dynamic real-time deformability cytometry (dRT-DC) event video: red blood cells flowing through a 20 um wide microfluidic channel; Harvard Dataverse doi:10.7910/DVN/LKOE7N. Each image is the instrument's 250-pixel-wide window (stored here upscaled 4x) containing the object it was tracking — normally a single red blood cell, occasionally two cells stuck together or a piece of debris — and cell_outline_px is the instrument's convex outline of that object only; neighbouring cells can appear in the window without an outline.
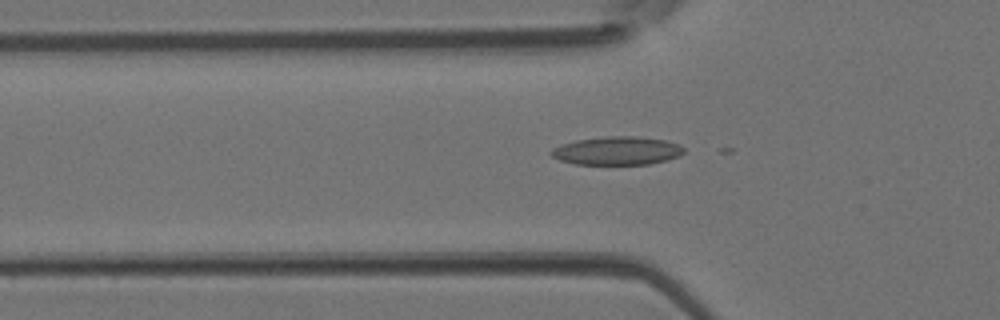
{"species": "Egyptian fruit bat (a non-hibernating species)", "species_latin": "Rousettus aegyptiacus", "temperature_condition": "room temperature", "stored_images_in_passage": 28, "camera_frame_rate_fps": 3000, "um_per_image_px": 0.085, "animal": {"sex": "female"}, "frame": {"image": 1, "passage_image": 14, "time_ms": 4.333, "image_size_px": [1000, 320], "cell_outline_px": [[684, 152], [680, 156], [668, 160], [648, 164], [576, 164], [560, 160], [552, 156], [548, 152], [552, 148], [560, 144], [576, 140], [608, 136], [636, 136], [664, 140], [680, 144], [684, 148]], "centroid_in_image_um": [52.45, 12.81], "position_along_channel_um": 73.3, "area_um2": 22.02}}
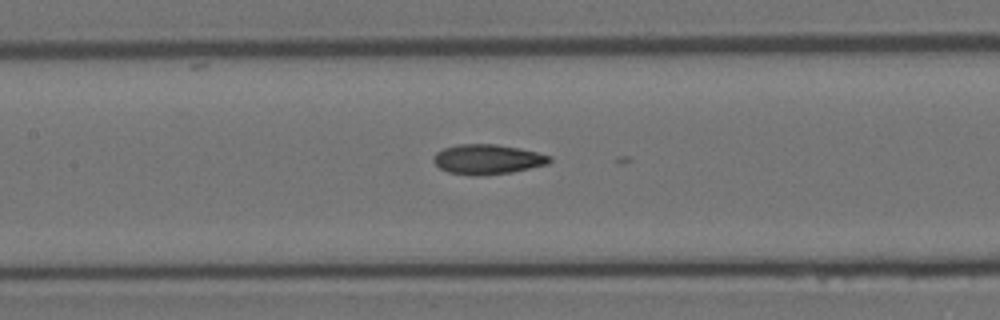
{"frame": {"image": 2, "passage_image": 20, "time_ms": 6.333, "image_size_px": [1000, 320], "cell_outline_px": [[552, 160], [548, 164], [512, 172], [476, 176], [472, 176], [448, 172], [440, 168], [432, 160], [432, 156], [436, 152], [444, 148], [456, 144], [496, 144], [520, 148], [552, 156]], "centroid_in_image_um": [41.42, 13.54], "position_along_channel_um": 166.0, "area_um2": 20.35}}
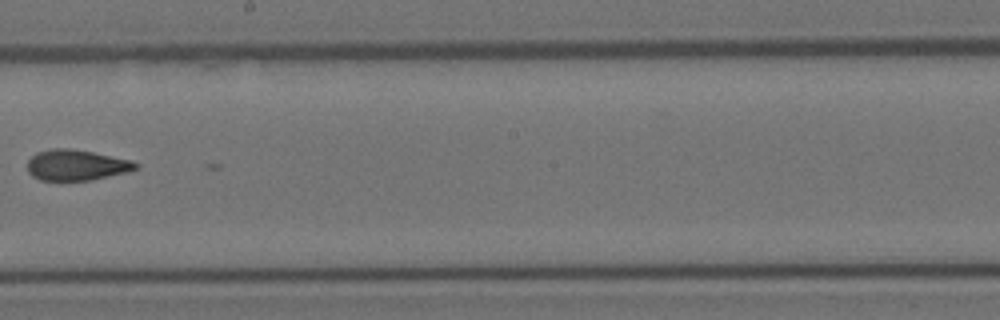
{"frame": {"image": 3, "passage_image": 25, "time_ms": 8.0, "image_size_px": [1000, 320], "cell_outline_px": [[140, 164], [136, 168], [128, 172], [92, 180], [40, 180], [32, 176], [28, 172], [28, 160], [36, 152], [52, 148], [68, 148], [92, 152], [132, 160]], "centroid_in_image_um": [6.49, 14.03], "position_along_channel_um": 241.7, "area_um2": 19.42}}